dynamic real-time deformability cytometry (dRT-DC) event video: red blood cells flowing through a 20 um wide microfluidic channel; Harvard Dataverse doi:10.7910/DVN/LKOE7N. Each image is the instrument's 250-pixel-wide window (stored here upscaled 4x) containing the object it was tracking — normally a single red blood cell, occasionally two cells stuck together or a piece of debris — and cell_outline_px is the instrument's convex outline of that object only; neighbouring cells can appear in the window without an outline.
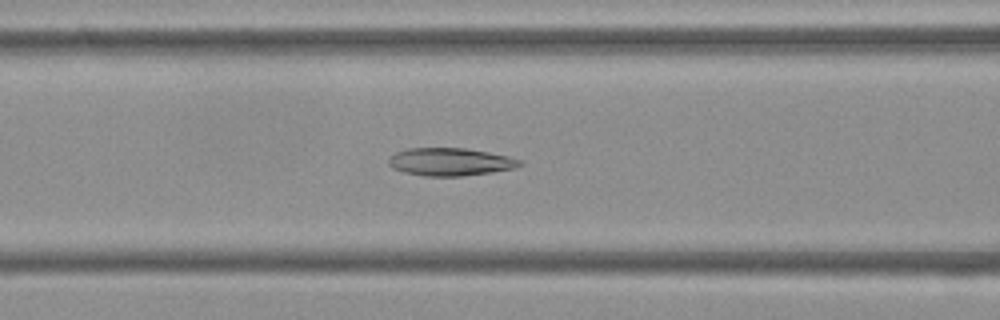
{"species": "Egyptian fruit bat (a non-hibernating species)", "species_latin": "Rousettus aegyptiacus", "temperature_condition": "cold", "stored_images_in_passage": 51, "camera_frame_rate_fps": 3000, "um_per_image_px": 0.085, "frame": {"image": 1, "passage_image": 20, "time_ms": 6.333, "image_size_px": [1000, 320], "cell_outline_px": [[524, 164], [516, 168], [492, 172], [464, 176], [424, 176], [404, 172], [392, 168], [388, 164], [388, 160], [396, 152], [408, 148], [464, 148], [488, 152], [508, 156], [524, 160]], "centroid_in_image_um": [38.31, 13.76], "position_along_channel_um": 128.3, "area_um2": 21.39}}
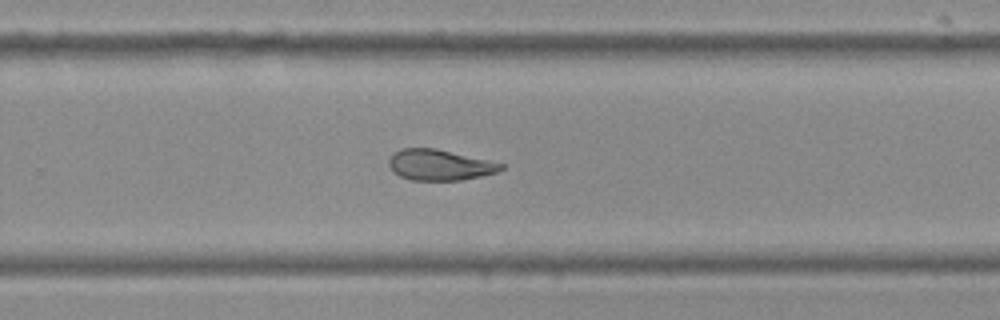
{"frame": {"image": 2, "passage_image": 33, "time_ms": 10.667, "image_size_px": [1000, 320], "cell_outline_px": [[504, 168], [496, 172], [480, 176], [460, 180], [412, 180], [400, 176], [392, 172], [388, 164], [388, 160], [392, 152], [400, 148], [436, 148], [488, 160], [504, 164]], "centroid_in_image_um": [37.31, 14.01], "position_along_channel_um": 292.5, "area_um2": 20.17}}
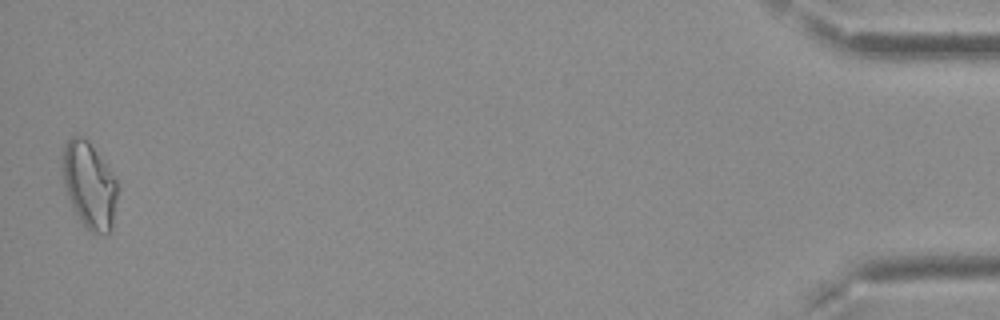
{"frame": {"image": 3, "passage_image": 51, "time_ms": 16.667, "image_size_px": [1000, 320], "cell_outline_px": [[116, 196], [112, 232], [104, 236], [92, 232], [80, 220], [68, 196], [64, 184], [64, 144], [72, 136], [80, 136], [88, 140], [116, 180]], "centroid_in_image_um": [7.61, 15.78], "position_along_channel_um": 427.6, "area_um2": 26.82}, "authors_computed_cell_mechanics": {"area_um2": 22.253, "velocity_mm_per_s": 3.7875, "shape_relaxation_time_tau1_ms": null, "shape_relaxation_time_tau2_ms": 3.6624, "deformation_change_tau1": null, "deformation_change_tau2": 0.0962}}